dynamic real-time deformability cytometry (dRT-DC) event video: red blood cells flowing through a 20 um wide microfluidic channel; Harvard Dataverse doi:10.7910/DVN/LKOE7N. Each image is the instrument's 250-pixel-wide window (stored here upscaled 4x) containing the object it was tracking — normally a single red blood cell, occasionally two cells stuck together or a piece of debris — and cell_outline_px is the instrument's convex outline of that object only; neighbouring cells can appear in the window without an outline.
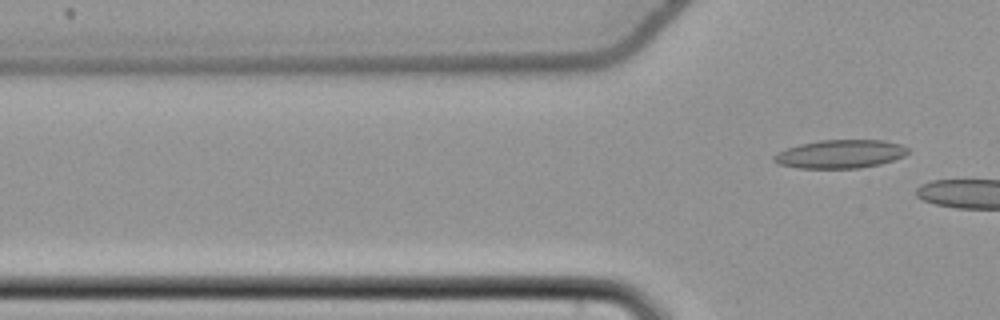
{"species": "common noctule bat (a hibernating species)", "species_latin": "Nyctalus noctula", "temperature_condition": "cold", "stored_images_in_passage": 14, "camera_frame_rate_fps": 3000, "um_per_image_px": 0.085, "animal": {"sex": "female", "body_mass_g": 22.7, "forearm_length_mm": 54.2}, "frame": {"image": 1, "passage_image": 14, "time_ms": 4.333, "image_size_px": [1000, 320], "cell_outline_px": [[908, 152], [904, 156], [880, 164], [860, 168], [800, 168], [780, 164], [772, 160], [772, 156], [776, 152], [800, 144], [820, 140], [884, 140], [900, 144], [908, 148]], "centroid_in_image_um": [71.41, 13.09], "position_along_channel_um": 54.4, "area_um2": 22.14}}